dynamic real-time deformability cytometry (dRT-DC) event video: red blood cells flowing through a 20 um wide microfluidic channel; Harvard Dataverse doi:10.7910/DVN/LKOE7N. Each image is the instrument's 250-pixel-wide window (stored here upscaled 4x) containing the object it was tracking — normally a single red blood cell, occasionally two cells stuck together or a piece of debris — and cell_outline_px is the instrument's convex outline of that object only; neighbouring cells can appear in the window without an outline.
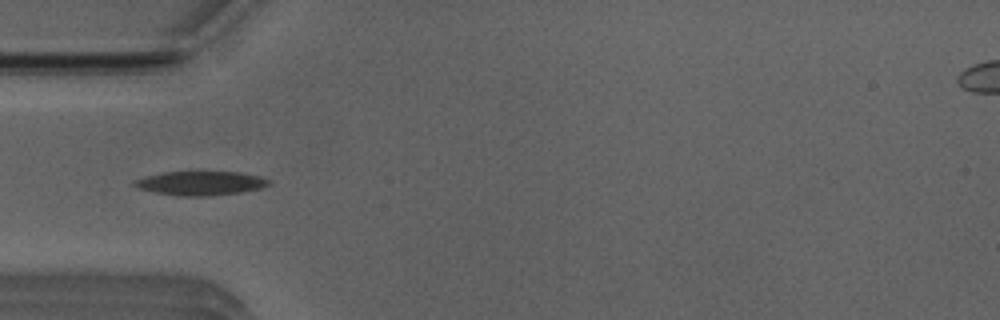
{"species": "Egyptian fruit bat (a non-hibernating species)", "species_latin": "Rousettus aegyptiacus", "temperature_condition": "room temperature", "stored_images_in_passage": 37, "camera_frame_rate_fps": 3000, "um_per_image_px": 0.085, "animal": {"sex": "male"}, "frame": {"image": 1, "passage_image": 1, "time_ms": 0.0, "image_size_px": [1000, 320], "cell_outline_px": [[272, 184], [260, 188], [240, 192], [208, 196], [180, 196], [156, 192], [136, 188], [132, 184], [136, 180], [148, 176], [164, 172], [240, 172], [260, 176], [272, 180]], "centroid_in_image_um": [17.1, 15.57], "position_along_channel_um": 67.9, "area_um2": 18.73}}
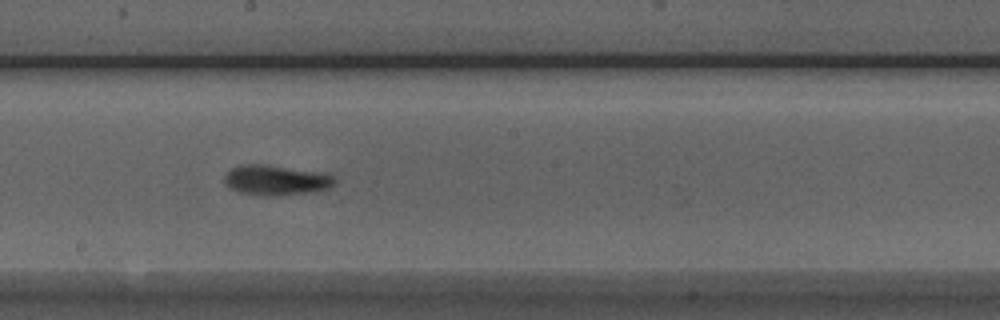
{"frame": {"image": 2, "passage_image": 13, "time_ms": 4.0, "image_size_px": [1000, 320], "cell_outline_px": [[336, 184], [328, 188], [316, 192], [276, 196], [260, 196], [240, 192], [232, 188], [224, 180], [224, 176], [232, 168], [240, 164], [264, 164], [320, 172], [332, 176], [336, 180]], "centroid_in_image_um": [23.49, 15.32], "position_along_channel_um": 224.7, "area_um2": 19.42}}
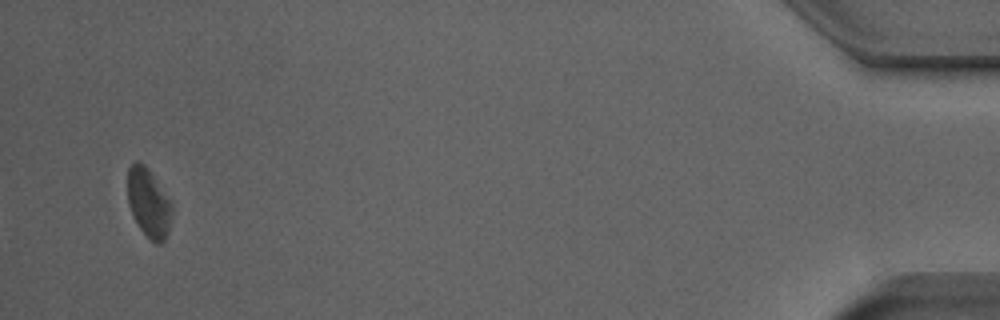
{"frame": {"image": 3, "passage_image": 35, "time_ms": 11.333, "image_size_px": [1000, 320], "cell_outline_px": [[172, 204], [168, 232], [164, 240], [160, 244], [156, 244], [140, 228], [128, 204], [128, 168], [136, 160], [144, 164], [148, 168]], "centroid_in_image_um": [12.62, 17.22], "position_along_channel_um": 422.6, "area_um2": 17.28}, "authors_computed_cell_mechanics": {"area_um2": 18.6694, "velocity_mm_per_s": 3.9201, "shape_relaxation_time_tau1_ms": 2.2926, "shape_relaxation_time_tau2_ms": 4.36, "deformation_change_tau1": 0.1168, "deformation_change_tau2": 0.1022}}